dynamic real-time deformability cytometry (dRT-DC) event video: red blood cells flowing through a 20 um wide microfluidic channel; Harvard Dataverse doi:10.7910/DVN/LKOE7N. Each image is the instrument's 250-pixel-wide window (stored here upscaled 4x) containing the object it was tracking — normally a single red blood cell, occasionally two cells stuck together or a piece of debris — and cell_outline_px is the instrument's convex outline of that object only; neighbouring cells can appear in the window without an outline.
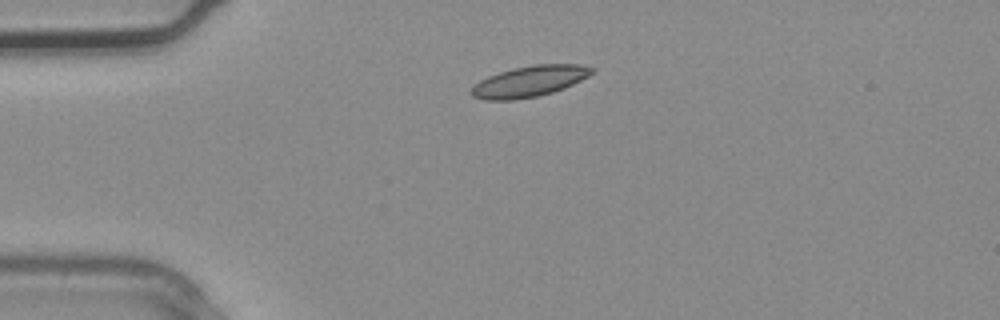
{"species": "common noctule bat (a hibernating species)", "species_latin": "Nyctalus noctula", "temperature_condition": "warm", "stored_images_in_passage": 3, "camera_frame_rate_fps": 3000, "um_per_image_px": 0.085, "animal": {"sex": "male", "body_mass_g": 20.4}, "frame": {"image": 1, "passage_image": 2, "time_ms": 0.333, "image_size_px": [1000, 320], "cell_outline_px": [[596, 68], [588, 76], [564, 88], [552, 92], [536, 96], [512, 100], [484, 100], [472, 96], [472, 84], [488, 76], [500, 72], [532, 64], [580, 64]], "centroid_in_image_um": [44.99, 6.91], "position_along_channel_um": 40.0, "area_um2": 21.56}}
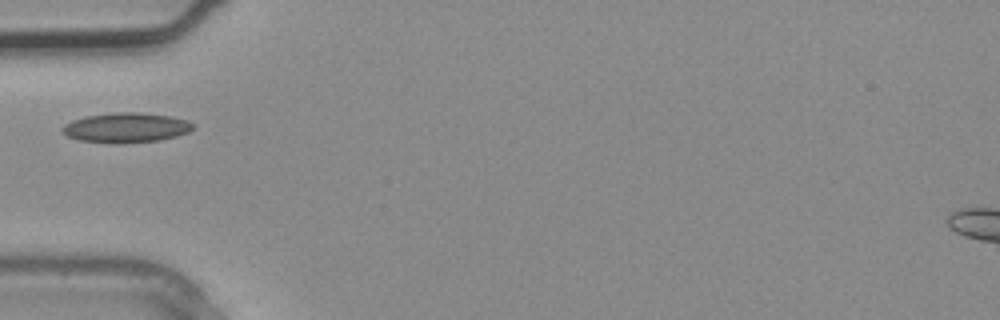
{"frame": {"image": 2, "passage_image": 3, "time_ms": 0.667, "image_size_px": [1000, 320], "cell_outline_px": [[196, 128], [188, 132], [176, 136], [160, 140], [124, 144], [116, 144], [80, 140], [68, 136], [60, 128], [64, 124], [72, 120], [84, 116], [116, 112], [140, 112], [168, 116], [188, 120], [196, 124]], "centroid_in_image_um": [10.75, 10.85], "position_along_channel_um": 74.3, "area_um2": 23.0}}